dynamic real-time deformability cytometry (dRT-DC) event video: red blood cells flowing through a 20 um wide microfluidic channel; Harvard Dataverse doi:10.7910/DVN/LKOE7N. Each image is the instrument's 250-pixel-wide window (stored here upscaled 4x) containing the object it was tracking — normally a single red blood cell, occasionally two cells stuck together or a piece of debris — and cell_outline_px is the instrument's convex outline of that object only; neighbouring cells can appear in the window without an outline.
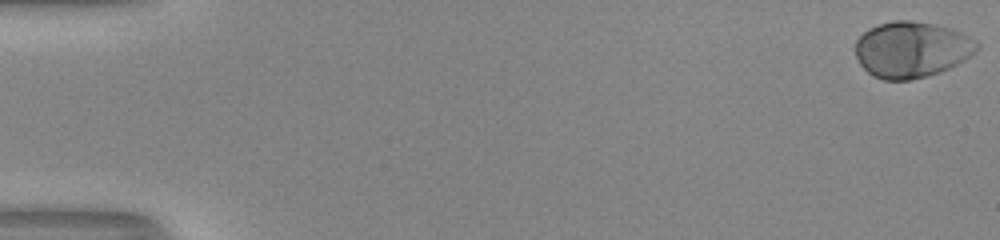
{"species": "human", "species_latin": "Homo sapiens", "temperature_condition": "room temperature", "stored_images_in_passage": 48, "camera_frame_rate_fps": 3000, "um_per_image_px": 0.085, "donor": {"sex": "male"}, "frame": {"image": 1, "passage_image": 1, "time_ms": 0.0, "image_size_px": [1000, 240], "cell_outline_px": [[980, 48], [976, 52], [964, 60], [940, 72], [928, 76], [908, 80], [884, 80], [872, 76], [860, 64], [856, 56], [856, 40], [868, 28], [880, 24], [896, 20], [912, 20], [932, 24], [948, 28], [960, 32], [976, 40], [980, 44]], "centroid_in_image_um": [77.49, 4.22], "position_along_channel_um": 7.5, "area_um2": 39.65}}
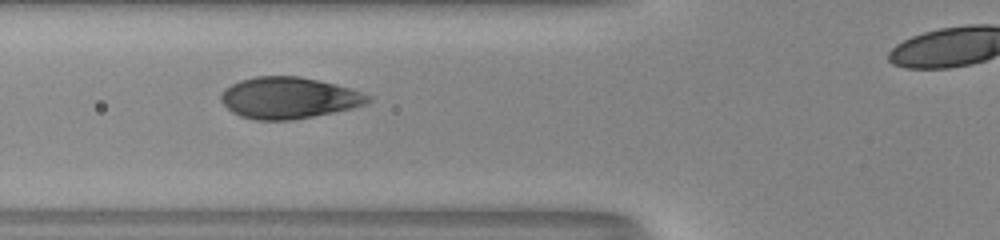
{"frame": {"image": 2, "passage_image": 22, "time_ms": 7.0, "image_size_px": [1000, 240], "cell_outline_px": [[372, 100], [364, 104], [352, 108], [292, 120], [256, 120], [240, 116], [232, 112], [220, 100], [220, 96], [224, 88], [240, 80], [256, 76], [300, 76], [336, 84], [372, 96]], "centroid_in_image_um": [24.51, 8.31], "position_along_channel_um": 101.3, "area_um2": 35.37}}
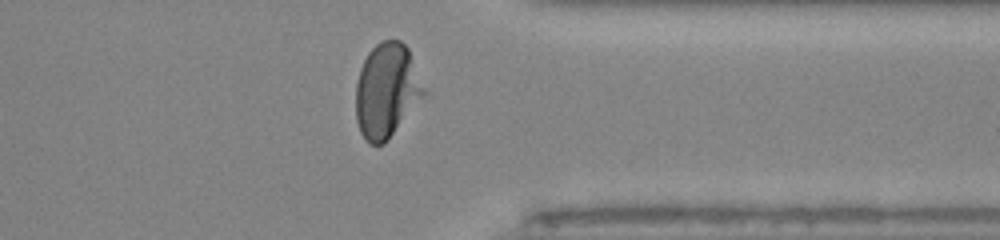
{"frame": {"image": 3, "passage_image": 43, "time_ms": 14.0, "image_size_px": [1000, 240], "cell_outline_px": [[428, 92], [388, 140], [384, 144], [368, 144], [364, 140], [360, 132], [356, 120], [356, 84], [360, 68], [368, 52], [380, 40], [400, 40], [408, 48]], "centroid_in_image_um": [32.88, 7.71], "position_along_channel_um": 378.5, "area_um2": 37.86}, "authors_computed_cell_mechanics": {"area_um2": 37.7723, "velocity_mm_per_s": 4.0171, "shape_relaxation_time_tau1_ms": 2.6954, "shape_relaxation_time_tau2_ms": null, "deformation_change_tau1": 0.1975, "deformation_change_tau2": null}}